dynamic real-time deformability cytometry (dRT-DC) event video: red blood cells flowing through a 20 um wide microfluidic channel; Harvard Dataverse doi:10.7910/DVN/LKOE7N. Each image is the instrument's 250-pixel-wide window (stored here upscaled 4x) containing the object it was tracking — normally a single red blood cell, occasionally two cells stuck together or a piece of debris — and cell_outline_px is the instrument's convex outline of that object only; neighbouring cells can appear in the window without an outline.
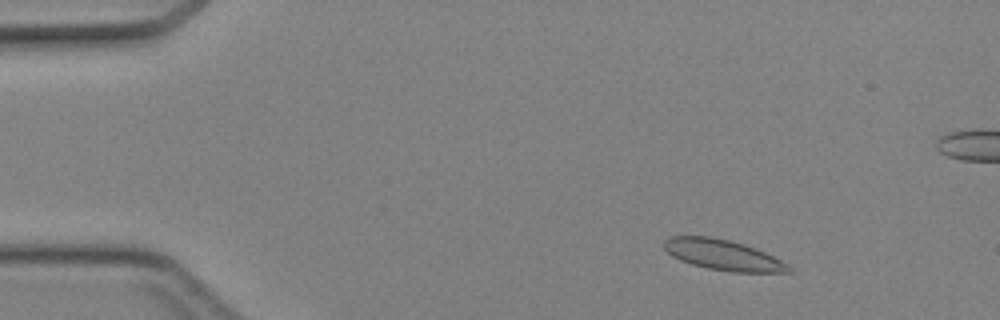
{"species": "Egyptian fruit bat (a non-hibernating species)", "species_latin": "Rousettus aegyptiacus", "temperature_condition": "cold", "stored_images_in_passage": 44, "camera_frame_rate_fps": 3000, "um_per_image_px": 0.085, "animal": {"sex": "female"}, "frame": {"image": 1, "passage_image": 5, "time_ms": 1.333, "image_size_px": [1000, 320], "cell_outline_px": [[792, 272], [732, 272], [708, 268], [692, 264], [680, 260], [672, 256], [664, 248], [664, 240], [668, 236], [708, 236], [728, 240], [744, 244], [756, 248], [788, 264], [792, 268]], "centroid_in_image_um": [61.44, 21.66], "position_along_channel_um": 23.6, "area_um2": 22.02}}
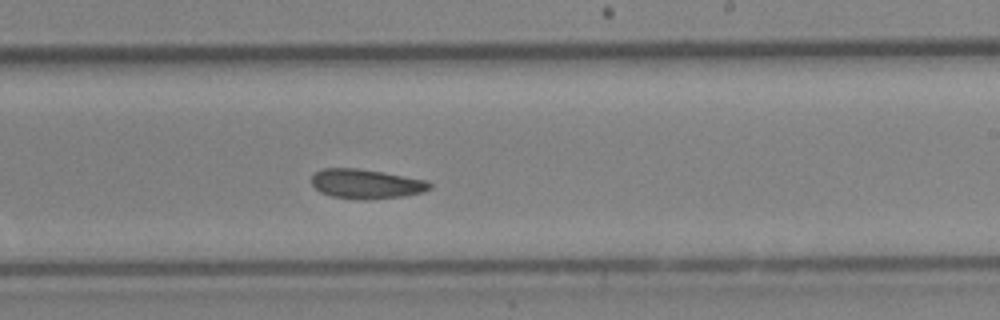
{"frame": {"image": 2, "passage_image": 26, "time_ms": 8.333, "image_size_px": [1000, 320], "cell_outline_px": [[432, 188], [420, 192], [404, 196], [332, 196], [320, 192], [312, 184], [312, 176], [316, 172], [324, 168], [356, 168], [428, 180], [432, 184]], "centroid_in_image_um": [31.13, 15.57], "position_along_channel_um": 257.9, "area_um2": 19.07}}
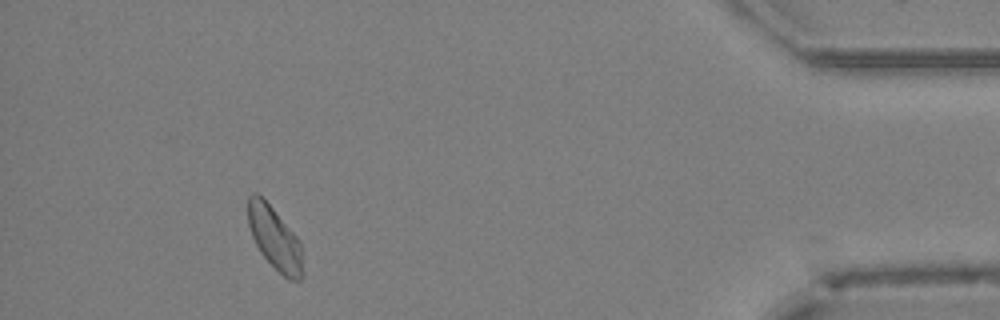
{"frame": {"image": 3, "passage_image": 40, "time_ms": 13.0, "image_size_px": [1000, 320], "cell_outline_px": [[304, 272], [300, 280], [288, 280], [260, 252], [252, 236], [248, 224], [248, 196], [252, 192], [256, 192], [272, 208], [296, 236], [300, 244]], "centroid_in_image_um": [23.35, 20.26], "position_along_channel_um": 411.9, "area_um2": 19.65}}